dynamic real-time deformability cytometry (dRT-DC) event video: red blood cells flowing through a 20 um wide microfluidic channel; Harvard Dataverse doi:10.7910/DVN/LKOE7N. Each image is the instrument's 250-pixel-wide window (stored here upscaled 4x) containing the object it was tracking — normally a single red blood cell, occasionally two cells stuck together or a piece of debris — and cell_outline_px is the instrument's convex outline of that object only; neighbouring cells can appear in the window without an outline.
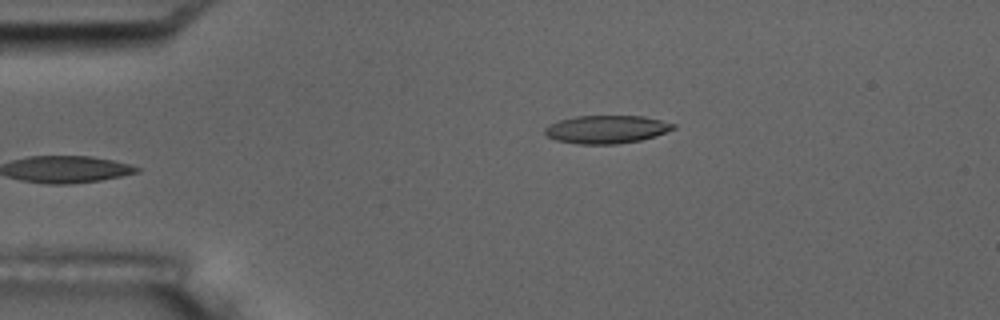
{"species": "common noctule bat (a hibernating species)", "species_latin": "Nyctalus noctula", "temperature_condition": "room temperature", "stored_images_in_passage": 6, "camera_frame_rate_fps": 3000, "um_per_image_px": 0.085, "animal": {"sex": "male", "body_mass_g": 17.5, "forearm_length_mm": 52.3}, "frame": {"image": 1, "passage_image": 6, "time_ms": 5.667, "image_size_px": [1000, 320], "cell_outline_px": [[676, 128], [656, 136], [640, 140], [616, 144], [580, 144], [556, 140], [548, 136], [544, 132], [544, 128], [560, 120], [576, 116], [644, 116], [676, 124]], "centroid_in_image_um": [51.59, 10.99], "position_along_channel_um": 33.4, "area_um2": 20.87}}